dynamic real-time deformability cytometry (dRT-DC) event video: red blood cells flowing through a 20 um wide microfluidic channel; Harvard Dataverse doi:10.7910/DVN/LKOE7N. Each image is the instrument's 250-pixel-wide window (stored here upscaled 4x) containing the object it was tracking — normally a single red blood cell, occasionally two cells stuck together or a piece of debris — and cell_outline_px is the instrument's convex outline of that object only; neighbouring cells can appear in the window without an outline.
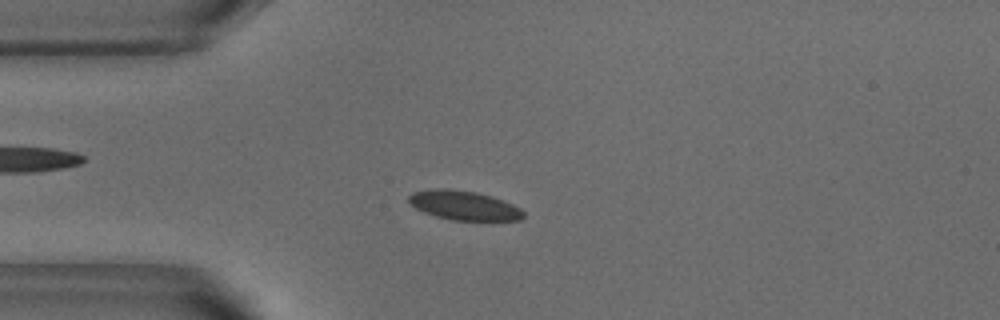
{"species": "common noctule bat (a hibernating species)", "species_latin": "Nyctalus noctula", "temperature_condition": "warm", "stored_images_in_passage": 51, "camera_frame_rate_fps": 3000, "um_per_image_px": 0.085, "animal": {"sex": "male", "body_mass_g": 18.8}, "frame": {"image": 1, "passage_image": 12, "time_ms": 3.667, "image_size_px": [1000, 320], "cell_outline_px": [[524, 216], [520, 220], [452, 220], [436, 216], [424, 212], [408, 204], [408, 196], [412, 192], [436, 188], [448, 188], [476, 192], [492, 196], [504, 200], [520, 208], [524, 212]], "centroid_in_image_um": [39.41, 17.45], "position_along_channel_um": 45.6, "area_um2": 19.65}}
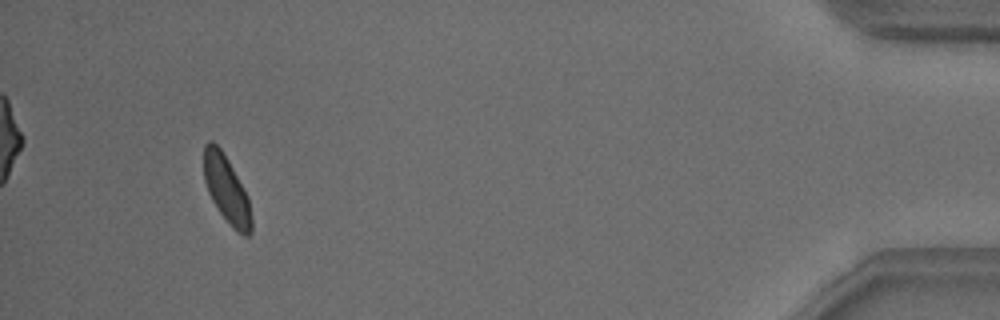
{"frame": {"image": 2, "passage_image": 48, "time_ms": 15.667, "image_size_px": [1000, 320], "cell_outline_px": [[252, 232], [248, 236], [244, 236], [232, 228], [220, 212], [212, 200], [208, 192], [204, 180], [204, 144], [208, 140], [212, 140], [220, 148], [228, 160], [248, 196], [252, 220]], "centroid_in_image_um": [19.26, 16.11], "position_along_channel_um": 415.9, "area_um2": 18.61}, "authors_computed_cell_mechanics": {"area_um2": 19.363, "velocity_mm_per_s": 3.7938, "shape_relaxation_time_tau1_ms": 2.4376, "shape_relaxation_time_tau2_ms": 1.0573, "deformation_change_tau1": 0.0784, "deformation_change_tau2": 0.0592}}